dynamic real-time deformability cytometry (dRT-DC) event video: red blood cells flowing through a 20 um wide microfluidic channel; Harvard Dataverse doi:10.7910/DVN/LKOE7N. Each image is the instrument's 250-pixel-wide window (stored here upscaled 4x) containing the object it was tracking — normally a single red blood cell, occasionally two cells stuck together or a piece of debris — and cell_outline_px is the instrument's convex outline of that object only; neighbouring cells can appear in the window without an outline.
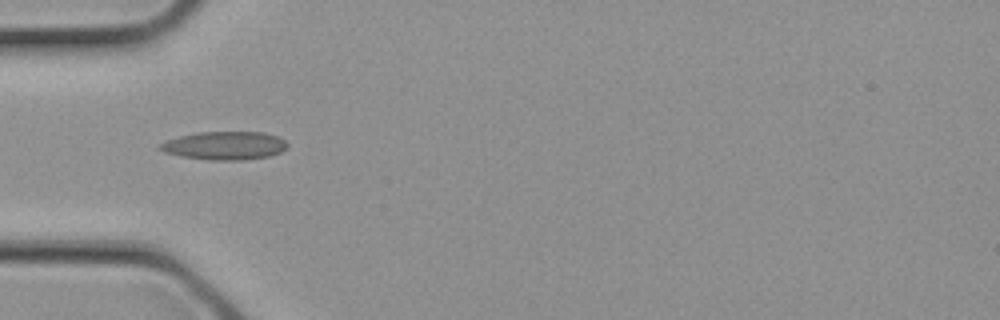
{"species": "common noctule bat (a hibernating species)", "species_latin": "Nyctalus noctula", "temperature_condition": "cold", "stored_images_in_passage": 1, "camera_frame_rate_fps": 3000, "um_per_image_px": 0.085, "animal": {"sex": "female", "body_mass_g": 21.9}, "frame": {"image": 1, "passage_image": 1, "time_ms": 0.0, "image_size_px": [1000, 320], "cell_outline_px": [[288, 144], [280, 152], [268, 156], [240, 160], [208, 160], [180, 156], [164, 152], [156, 148], [160, 144], [168, 140], [180, 136], [196, 132], [264, 132], [276, 136], [284, 140]], "centroid_in_image_um": [19.05, 12.37], "position_along_channel_um": 65.9, "area_um2": 20.87}}